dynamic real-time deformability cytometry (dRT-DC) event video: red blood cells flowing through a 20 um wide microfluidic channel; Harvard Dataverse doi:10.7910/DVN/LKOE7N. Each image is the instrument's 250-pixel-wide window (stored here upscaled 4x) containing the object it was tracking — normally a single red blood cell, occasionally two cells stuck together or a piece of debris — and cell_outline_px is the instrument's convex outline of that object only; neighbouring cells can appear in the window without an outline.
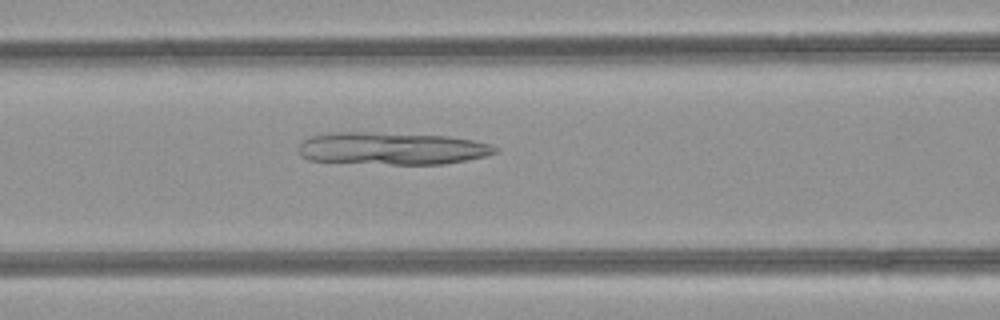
{"species": "common noctule bat (a hibernating species)", "species_latin": "Nyctalus noctula", "temperature_condition": "room temperature", "stored_images_in_passage": 48, "camera_frame_rate_fps": 3000, "um_per_image_px": 0.085, "animal": {"sex": "female", "body_mass_g": 21.9}, "frame": {"image": 1, "passage_image": 20, "time_ms": 6.333, "image_size_px": [1000, 320], "cell_outline_px": [[496, 152], [484, 156], [444, 164], [392, 164], [308, 160], [300, 156], [300, 144], [308, 136], [328, 132], [368, 132], [444, 136], [472, 140], [488, 144], [496, 148]], "centroid_in_image_um": [33.23, 12.61], "position_along_channel_um": 133.4, "area_um2": 36.7}}
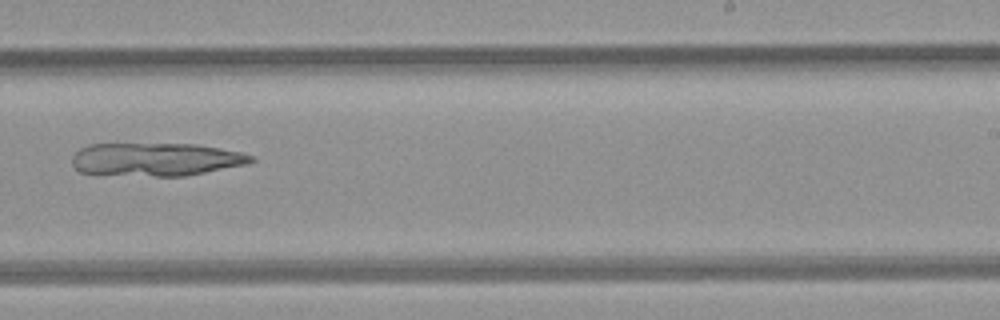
{"frame": {"image": 2, "passage_image": 30, "time_ms": 9.667, "image_size_px": [1000, 320], "cell_outline_px": [[256, 160], [244, 164], [184, 176], [156, 176], [80, 172], [72, 164], [72, 156], [80, 148], [88, 144], [196, 144], [220, 148], [240, 152], [252, 156]], "centroid_in_image_um": [13.22, 13.53], "position_along_channel_um": 275.8, "area_um2": 34.1}}
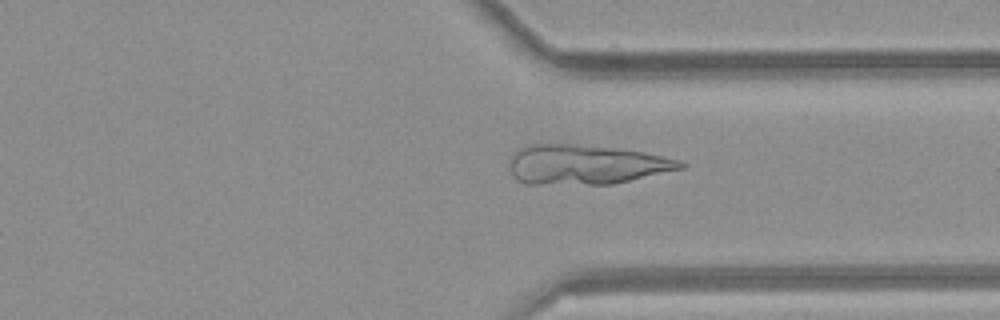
{"frame": {"image": 3, "passage_image": 36, "time_ms": 11.667, "image_size_px": [1000, 320], "cell_outline_px": [[688, 164], [684, 168], [612, 184], [524, 184], [516, 180], [508, 164], [516, 148], [524, 144], [572, 144], [612, 148], [644, 152], [680, 160]], "centroid_in_image_um": [49.75, 13.99], "position_along_channel_um": 361.7, "area_um2": 39.59}}